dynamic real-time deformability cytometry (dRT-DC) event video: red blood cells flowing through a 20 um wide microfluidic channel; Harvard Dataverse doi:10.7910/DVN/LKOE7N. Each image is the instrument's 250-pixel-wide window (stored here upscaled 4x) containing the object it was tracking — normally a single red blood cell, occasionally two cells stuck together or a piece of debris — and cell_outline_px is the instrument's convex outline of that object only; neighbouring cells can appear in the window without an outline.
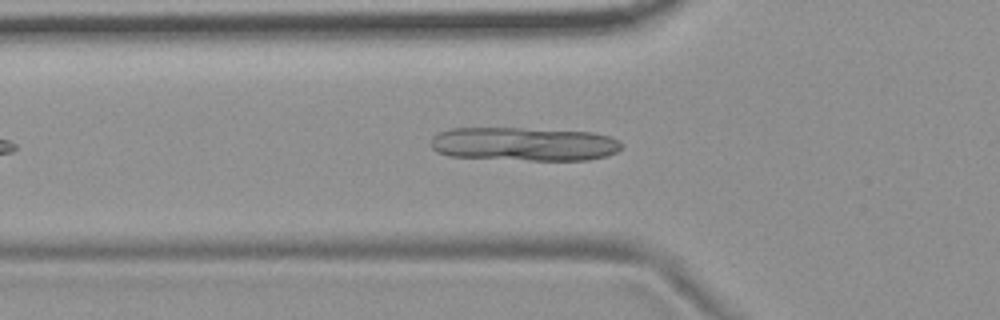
{"species": "common noctule bat (a hibernating species)", "species_latin": "Nyctalus noctula", "temperature_condition": "room temperature", "stored_images_in_passage": 45, "camera_frame_rate_fps": 3000, "um_per_image_px": 0.085, "animal": {"sex": "female", "body_mass_g": 19.9}, "frame": {"image": 1, "passage_image": 10, "time_ms": 3.0, "image_size_px": [1000, 320], "cell_outline_px": [[624, 148], [608, 156], [588, 160], [528, 160], [448, 156], [436, 152], [432, 148], [432, 136], [448, 128], [520, 128], [592, 132], [612, 136], [620, 140], [624, 144]], "centroid_in_image_um": [44.6, 12.24], "position_along_channel_um": 81.2, "area_um2": 37.86}}
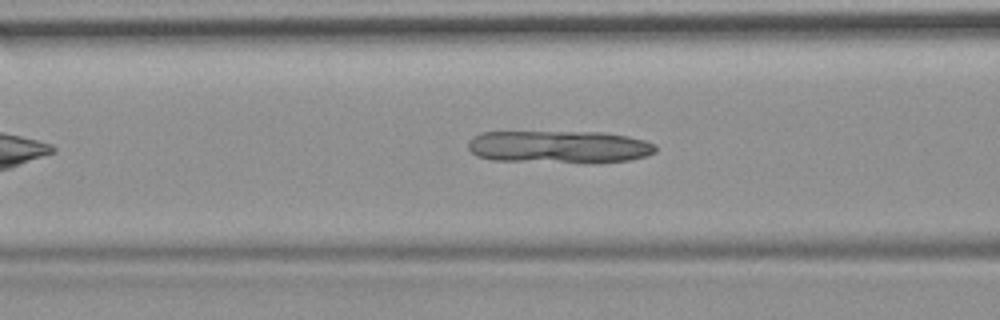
{"frame": {"image": 2, "passage_image": 13, "time_ms": 4.0, "image_size_px": [1000, 320], "cell_outline_px": [[656, 152], [648, 156], [628, 160], [492, 160], [476, 156], [468, 148], [468, 140], [472, 136], [480, 132], [604, 132], [628, 136], [644, 140], [656, 144]], "centroid_in_image_um": [47.48, 12.43], "position_along_channel_um": 119.1, "area_um2": 34.51}}
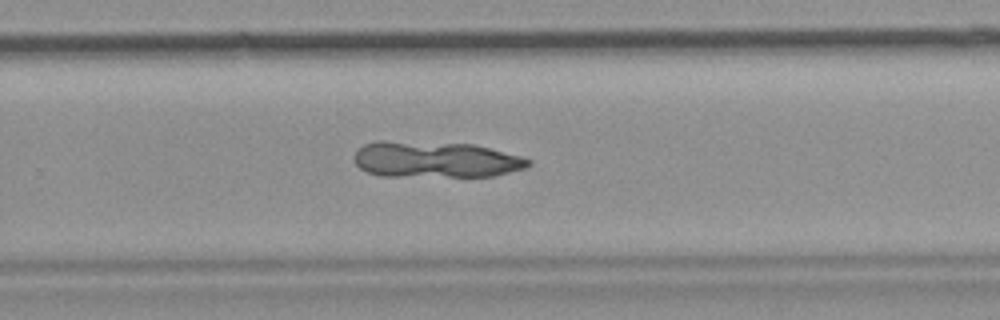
{"frame": {"image": 3, "passage_image": 27, "time_ms": 8.667, "image_size_px": [1000, 320], "cell_outline_px": [[532, 164], [524, 168], [492, 176], [380, 176], [368, 172], [360, 168], [356, 164], [352, 156], [356, 148], [364, 144], [376, 140], [384, 140], [472, 144], [488, 148], [532, 160]], "centroid_in_image_um": [36.91, 13.55], "position_along_channel_um": 292.9, "area_um2": 36.76}}